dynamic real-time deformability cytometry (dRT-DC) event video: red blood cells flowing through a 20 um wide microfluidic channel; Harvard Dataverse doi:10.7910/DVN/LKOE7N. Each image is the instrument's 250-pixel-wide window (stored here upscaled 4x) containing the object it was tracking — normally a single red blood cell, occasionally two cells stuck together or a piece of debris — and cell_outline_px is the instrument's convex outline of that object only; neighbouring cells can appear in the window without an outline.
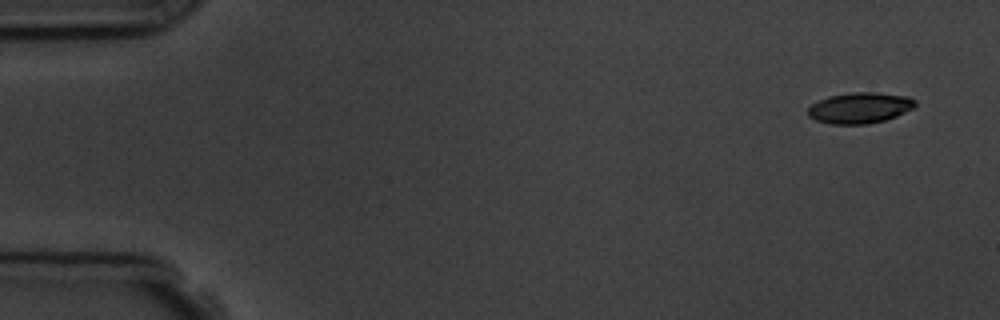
{"species": "common noctule bat (a hibernating species)", "species_latin": "Nyctalus noctula", "temperature_condition": "room temperature", "stored_images_in_passage": 5, "segment_of_instrument_passage": [1, 2], "camera_frame_rate_fps": 3000, "um_per_image_px": 0.085, "animal": {"sex": "male", "body_mass_g": 19.5, "forearm_length_mm": 54.6}, "frame": {"image": 1, "passage_image": 1, "time_ms": 0.0, "image_size_px": [1000, 320], "cell_outline_px": [[916, 108], [896, 116], [884, 120], [868, 124], [832, 124], [816, 120], [808, 116], [808, 108], [812, 104], [828, 96], [852, 92], [876, 92], [908, 96], [916, 100]], "centroid_in_image_um": [73.12, 9.16], "position_along_channel_um": 11.9, "area_um2": 19.42}}